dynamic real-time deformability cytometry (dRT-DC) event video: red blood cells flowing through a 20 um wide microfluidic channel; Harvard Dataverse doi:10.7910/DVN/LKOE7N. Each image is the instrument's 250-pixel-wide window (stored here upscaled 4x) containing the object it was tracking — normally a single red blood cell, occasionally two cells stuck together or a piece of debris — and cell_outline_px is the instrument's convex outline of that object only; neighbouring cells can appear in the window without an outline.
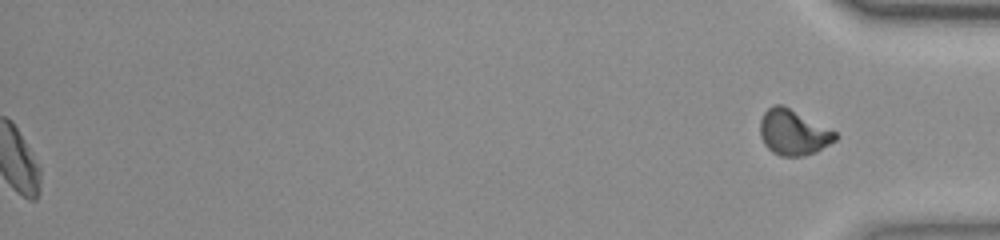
{"species": "common noctule bat (a hibernating species)", "species_latin": "Nyctalus noctula", "temperature_condition": "room temperature", "stored_images_in_passage": 39, "segment_of_instrument_passage": [2, 2], "camera_frame_rate_fps": 3000, "um_per_image_px": 0.085, "animal": {"sex": "female", "body_mass_g": 23.0, "forearm_length_mm": 53.4}, "frame": {"image": 1, "passage_image": 39, "time_ms": 12.667, "image_size_px": [1000, 240], "cell_outline_px": [[836, 140], [816, 152], [804, 156], [780, 156], [772, 152], [764, 144], [760, 136], [760, 120], [764, 112], [772, 104], [784, 104], [836, 132]], "centroid_in_image_um": [67.4, 11.24], "position_along_channel_um": 367.8, "area_um2": 20.06}}